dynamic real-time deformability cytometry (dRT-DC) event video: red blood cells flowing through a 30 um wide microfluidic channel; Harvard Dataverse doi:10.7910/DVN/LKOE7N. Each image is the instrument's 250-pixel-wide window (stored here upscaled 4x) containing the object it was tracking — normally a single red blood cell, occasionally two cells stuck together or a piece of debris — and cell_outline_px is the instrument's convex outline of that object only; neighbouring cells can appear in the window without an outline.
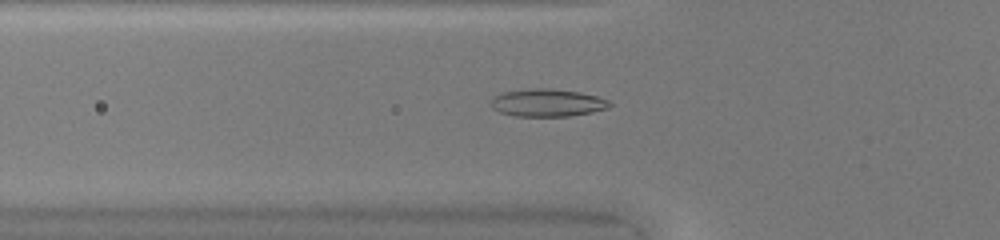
{"species": "common noctule bat (a hibernating species)", "species_latin": "Nyctalus noctula", "temperature_condition": "warm", "stored_images_in_passage": 48, "camera_frame_rate_fps": 3000, "um_per_image_px": 0.085, "animal": {"sex": "female", "body_mass_g": 20.0, "forearm_length_mm": 54.0}, "frame": {"image": 1, "passage_image": 17, "time_ms": 5.333, "image_size_px": [1000, 240], "cell_outline_px": [[612, 104], [608, 108], [592, 112], [568, 116], [516, 116], [500, 112], [492, 108], [492, 96], [504, 92], [532, 88], [548, 88], [580, 92], [596, 96], [608, 100]], "centroid_in_image_um": [46.53, 8.73], "position_along_channel_um": 79.3, "area_um2": 19.02}}
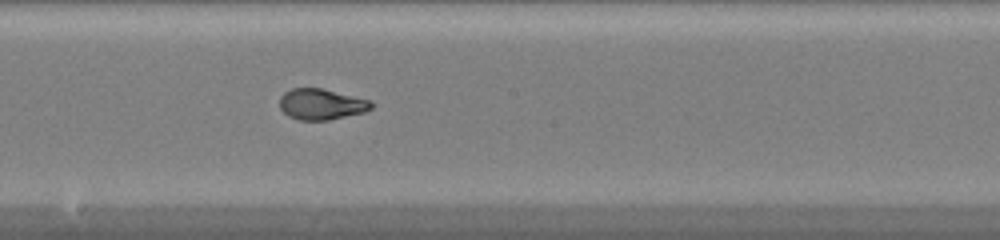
{"frame": {"image": 2, "passage_image": 27, "time_ms": 8.667, "image_size_px": [1000, 240], "cell_outline_px": [[376, 104], [372, 108], [364, 112], [328, 120], [300, 120], [288, 116], [280, 108], [280, 96], [284, 92], [292, 88], [324, 88], [372, 100]], "centroid_in_image_um": [27.35, 8.84], "position_along_channel_um": 220.8, "area_um2": 16.76}}
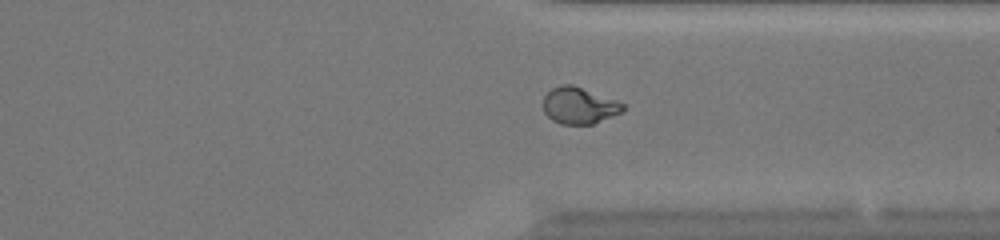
{"frame": {"image": 3, "passage_image": 37, "time_ms": 12.0, "image_size_px": [1000, 240], "cell_outline_px": [[628, 108], [620, 112], [592, 124], [560, 124], [552, 120], [544, 112], [544, 96], [552, 88], [560, 84], [572, 84], [616, 100], [624, 104]], "centroid_in_image_um": [49.22, 8.96], "position_along_channel_um": 362.2, "area_um2": 16.88}}